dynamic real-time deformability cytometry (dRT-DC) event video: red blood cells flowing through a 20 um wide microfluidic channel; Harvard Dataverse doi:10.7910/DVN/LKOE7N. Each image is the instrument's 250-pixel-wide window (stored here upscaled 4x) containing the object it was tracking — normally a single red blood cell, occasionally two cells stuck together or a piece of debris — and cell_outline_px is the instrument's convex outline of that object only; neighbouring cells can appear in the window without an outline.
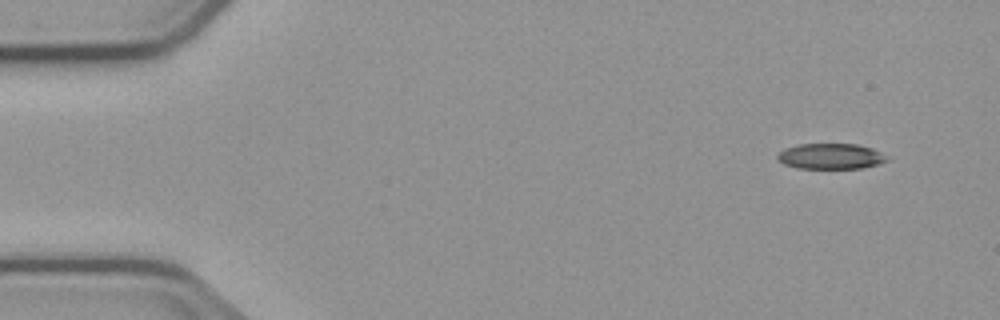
{"species": "common noctule bat (a hibernating species)", "species_latin": "Nyctalus noctula", "temperature_condition": "cold", "stored_images_in_passage": 5, "camera_frame_rate_fps": 3000, "um_per_image_px": 0.085, "animal": {"sex": "male", "body_mass_g": 23.1, "forearm_length_mm": 52.7}, "frame": {"image": 1, "passage_image": 1, "time_ms": 0.0, "image_size_px": [1000, 320], "cell_outline_px": [[888, 160], [880, 164], [860, 168], [796, 168], [784, 164], [776, 156], [784, 148], [800, 144], [856, 144], [872, 148], [888, 156]], "centroid_in_image_um": [70.63, 13.28], "position_along_channel_um": 14.4, "area_um2": 16.3}}
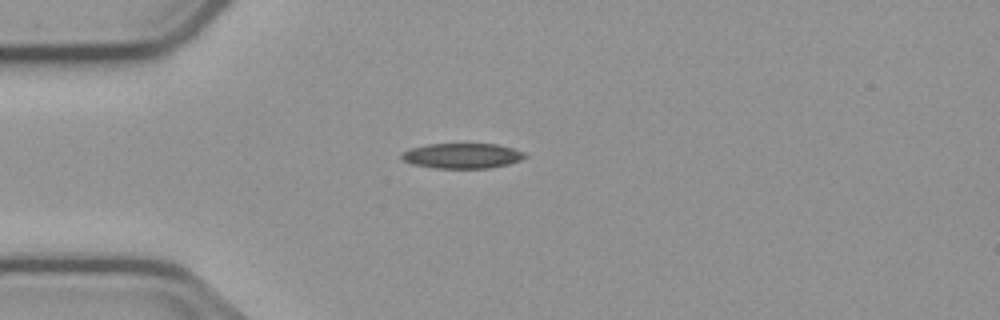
{"frame": {"image": 2, "passage_image": 3, "time_ms": 3.333, "image_size_px": [1000, 320], "cell_outline_px": [[528, 156], [520, 160], [508, 164], [488, 168], [436, 168], [412, 164], [404, 160], [400, 156], [400, 152], [408, 148], [428, 144], [496, 144], [512, 148], [524, 152]], "centroid_in_image_um": [39.25, 13.24], "position_along_channel_um": 45.7, "area_um2": 18.15}}
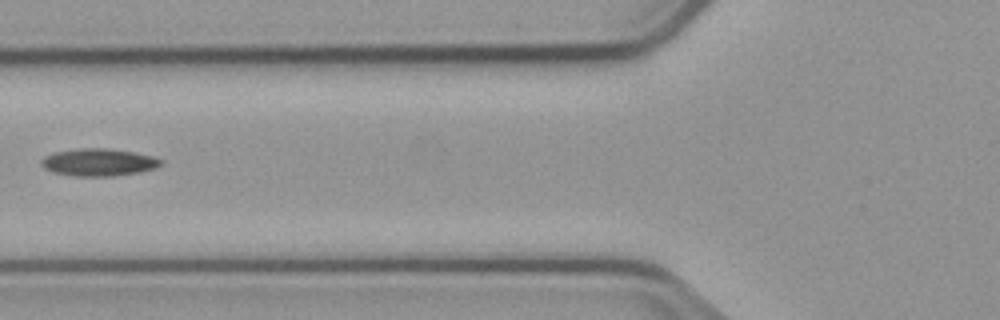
{"frame": {"image": 3, "passage_image": 5, "time_ms": 5.667, "image_size_px": [1000, 320], "cell_outline_px": [[164, 164], [156, 168], [140, 172], [112, 176], [72, 176], [52, 172], [44, 168], [40, 164], [40, 160], [44, 156], [56, 152], [80, 148], [108, 148], [132, 152], [152, 156], [164, 160]], "centroid_in_image_um": [8.39, 13.8], "position_along_channel_um": 117.4, "area_um2": 19.25}}